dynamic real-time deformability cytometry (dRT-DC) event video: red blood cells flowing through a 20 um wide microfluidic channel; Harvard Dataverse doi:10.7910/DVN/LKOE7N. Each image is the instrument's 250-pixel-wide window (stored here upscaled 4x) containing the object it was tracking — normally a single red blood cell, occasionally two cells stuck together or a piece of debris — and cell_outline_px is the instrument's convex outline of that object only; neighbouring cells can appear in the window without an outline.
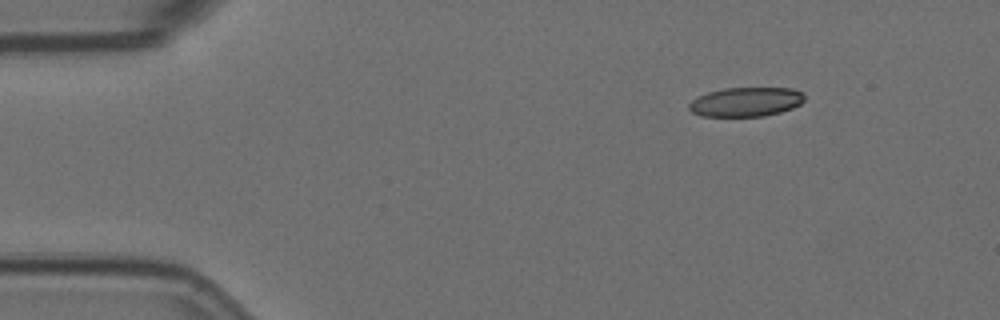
{"species": "Egyptian fruit bat (a non-hibernating species)", "species_latin": "Rousettus aegyptiacus", "temperature_condition": "room temperature", "stored_images_in_passage": 5, "segment_of_instrument_passage": [2, 2], "camera_frame_rate_fps": 3000, "um_per_image_px": 0.085, "animal": {"sex": "female"}, "frame": {"image": 1, "passage_image": 5, "time_ms": 1.333, "image_size_px": [1000, 320], "cell_outline_px": [[804, 100], [800, 104], [792, 108], [780, 112], [764, 116], [700, 116], [692, 112], [688, 108], [688, 104], [696, 96], [708, 92], [724, 88], [792, 88], [804, 92]], "centroid_in_image_um": [63.39, 8.65], "position_along_channel_um": 21.6, "area_um2": 19.83}}